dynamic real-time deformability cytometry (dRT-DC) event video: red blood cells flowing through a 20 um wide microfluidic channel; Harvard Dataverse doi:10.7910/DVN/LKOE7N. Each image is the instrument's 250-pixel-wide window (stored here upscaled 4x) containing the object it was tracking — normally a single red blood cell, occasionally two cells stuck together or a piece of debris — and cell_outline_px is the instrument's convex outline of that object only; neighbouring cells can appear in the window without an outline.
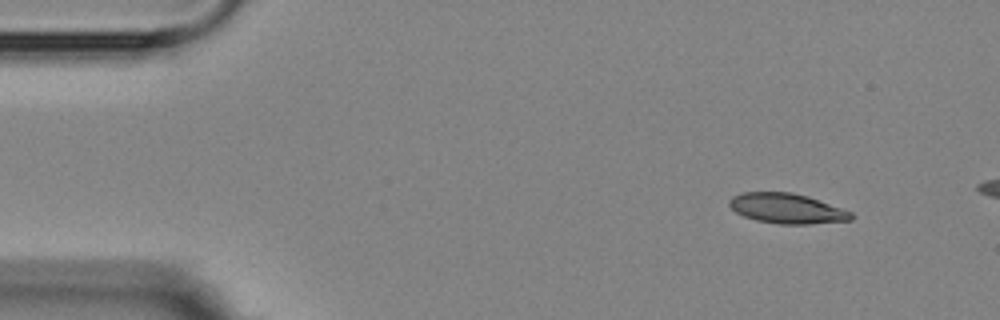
{"species": "Egyptian fruit bat (a non-hibernating species)", "species_latin": "Rousettus aegyptiacus", "temperature_condition": "room temperature", "stored_images_in_passage": 3, "camera_frame_rate_fps": 3000, "um_per_image_px": 0.085, "animal": {"sex": "female"}, "frame": {"image": 1, "passage_image": 1, "time_ms": 0.0, "image_size_px": [1000, 320], "cell_outline_px": [[856, 216], [852, 220], [808, 224], [780, 224], [756, 220], [744, 216], [736, 212], [728, 204], [728, 200], [732, 196], [740, 192], [792, 192], [808, 196], [852, 212]], "centroid_in_image_um": [66.88, 17.71], "position_along_channel_um": 18.1, "area_um2": 21.44}}